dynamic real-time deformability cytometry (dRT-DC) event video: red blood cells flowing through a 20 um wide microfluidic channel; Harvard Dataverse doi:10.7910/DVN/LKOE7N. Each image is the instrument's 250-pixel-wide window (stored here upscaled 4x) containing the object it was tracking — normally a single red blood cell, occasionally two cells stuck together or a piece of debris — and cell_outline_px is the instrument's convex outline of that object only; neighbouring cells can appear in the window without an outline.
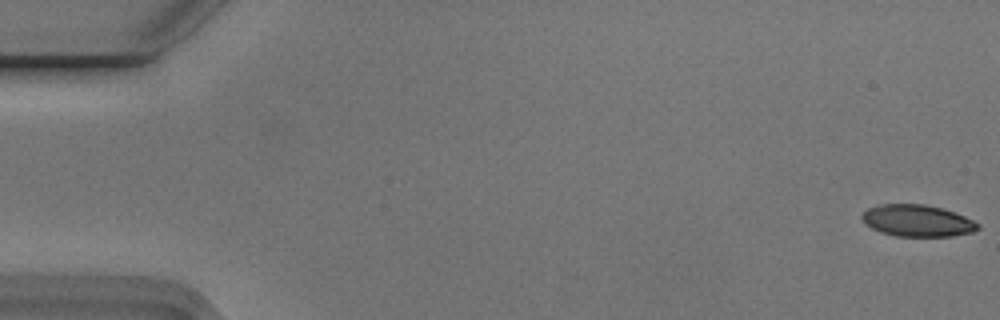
{"species": "Egyptian fruit bat (a non-hibernating species)", "species_latin": "Rousettus aegyptiacus", "temperature_condition": "cold", "stored_images_in_passage": 55, "camera_frame_rate_fps": 3000, "um_per_image_px": 0.085, "animal": {"sex": "male"}, "frame": {"image": 1, "passage_image": 1, "time_ms": 0.0, "image_size_px": [1000, 320], "cell_outline_px": [[980, 228], [972, 232], [952, 236], [896, 236], [880, 232], [864, 224], [860, 216], [868, 208], [876, 204], [924, 204], [944, 208], [956, 212], [980, 224]], "centroid_in_image_um": [77.96, 18.75], "position_along_channel_um": 7.0, "area_um2": 21.68}}
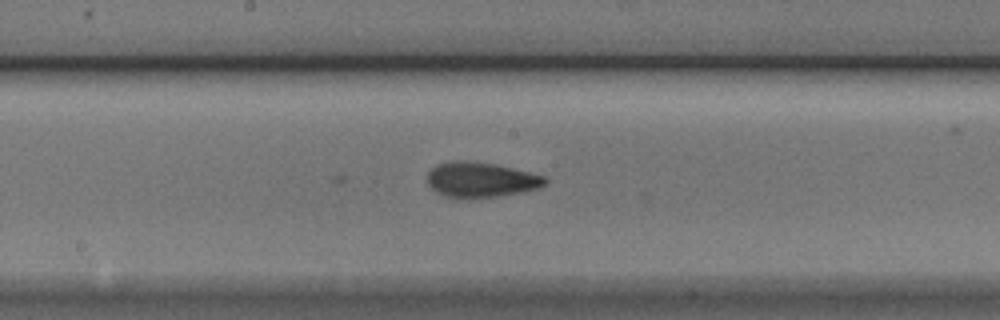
{"frame": {"image": 2, "passage_image": 29, "time_ms": 9.333, "image_size_px": [1000, 320], "cell_outline_px": [[548, 180], [540, 188], [524, 192], [468, 200], [456, 200], [444, 196], [436, 192], [428, 184], [428, 172], [432, 168], [440, 164], [452, 160], [464, 160], [492, 164], [512, 168], [544, 176]], "centroid_in_image_um": [40.84, 15.32], "position_along_channel_um": 207.4, "area_um2": 24.39}}
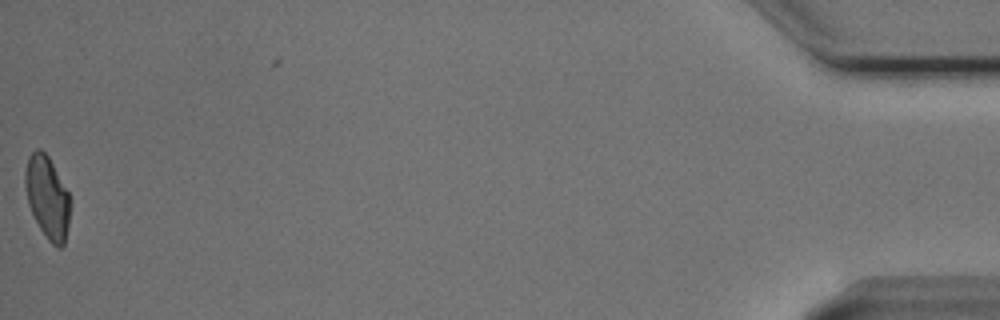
{"frame": {"image": 3, "passage_image": 55, "time_ms": 18.0, "image_size_px": [1000, 320], "cell_outline_px": [[72, 200], [68, 224], [64, 244], [60, 248], [56, 248], [48, 240], [40, 228], [28, 204], [24, 184], [24, 172], [28, 156], [36, 148], [40, 148], [48, 156], [68, 192]], "centroid_in_image_um": [4.02, 16.76], "position_along_channel_um": 431.2, "area_um2": 21.73}}